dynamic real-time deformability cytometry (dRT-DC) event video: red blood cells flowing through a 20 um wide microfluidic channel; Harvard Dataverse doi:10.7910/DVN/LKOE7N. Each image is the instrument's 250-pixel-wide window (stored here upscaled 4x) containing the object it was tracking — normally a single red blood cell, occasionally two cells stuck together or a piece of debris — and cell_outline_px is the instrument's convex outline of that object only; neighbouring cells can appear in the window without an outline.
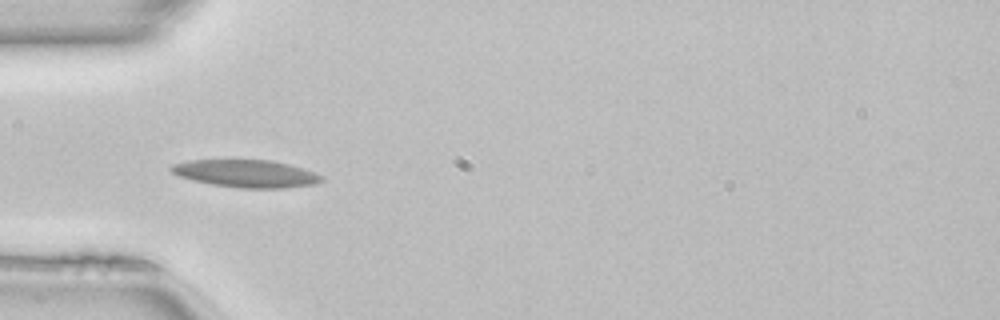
{"species": "common noctule bat (a hibernating species)", "species_latin": "Nyctalus noctula", "temperature_condition": "room temperature", "stored_images_in_passage": 49, "camera_frame_rate_fps": 3000, "um_per_image_px": 0.085, "animal": {"sex": "female", "body_mass_g": 22.7, "forearm_length_mm": 54.2}, "frame": {"image": 1, "passage_image": 15, "time_ms": 4.667, "image_size_px": [1000, 320], "cell_outline_px": [[324, 180], [316, 184], [284, 188], [240, 188], [212, 184], [192, 180], [180, 176], [172, 172], [168, 168], [172, 164], [188, 160], [272, 160], [288, 164], [324, 176]], "centroid_in_image_um": [20.91, 14.75], "position_along_channel_um": 64.1, "area_um2": 24.04}, "authors_computed_cell_mechanics": {"area_um2": 22.7154, "velocity_mm_per_s": 4.0939, "shape_relaxation_time_tau1_ms": null, "shape_relaxation_time_tau2_ms": 3.9126, "deformation_change_tau1": null, "deformation_change_tau2": 0.1145}}